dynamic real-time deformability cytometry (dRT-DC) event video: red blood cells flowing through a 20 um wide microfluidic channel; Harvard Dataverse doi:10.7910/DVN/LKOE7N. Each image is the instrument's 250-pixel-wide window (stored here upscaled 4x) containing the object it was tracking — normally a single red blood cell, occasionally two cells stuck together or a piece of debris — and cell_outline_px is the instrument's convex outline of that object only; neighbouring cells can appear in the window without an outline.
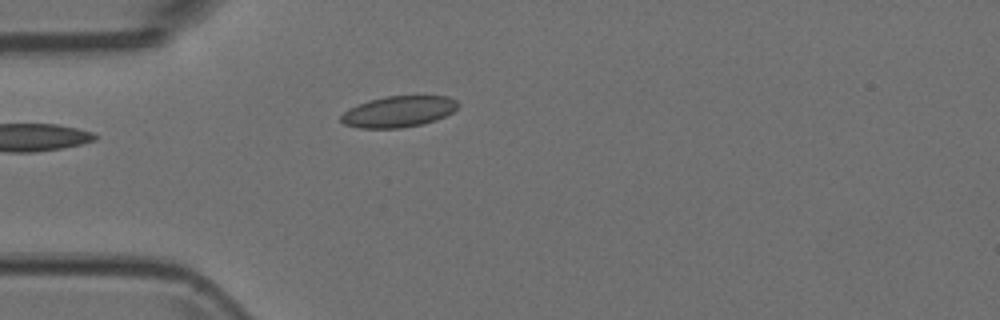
{"species": "Egyptian fruit bat (a non-hibernating species)", "species_latin": "Rousettus aegyptiacus", "temperature_condition": "room temperature", "stored_images_in_passage": 4, "camera_frame_rate_fps": 3000, "um_per_image_px": 0.085, "animal": {"sex": "female"}, "frame": {"image": 1, "passage_image": 4, "time_ms": 1.0, "image_size_px": [1000, 320], "cell_outline_px": [[460, 104], [452, 112], [436, 120], [420, 124], [400, 128], [360, 128], [344, 124], [340, 120], [340, 116], [348, 108], [368, 100], [384, 96], [448, 96], [456, 100]], "centroid_in_image_um": [33.85, 9.48], "position_along_channel_um": 51.1, "area_um2": 21.21}}